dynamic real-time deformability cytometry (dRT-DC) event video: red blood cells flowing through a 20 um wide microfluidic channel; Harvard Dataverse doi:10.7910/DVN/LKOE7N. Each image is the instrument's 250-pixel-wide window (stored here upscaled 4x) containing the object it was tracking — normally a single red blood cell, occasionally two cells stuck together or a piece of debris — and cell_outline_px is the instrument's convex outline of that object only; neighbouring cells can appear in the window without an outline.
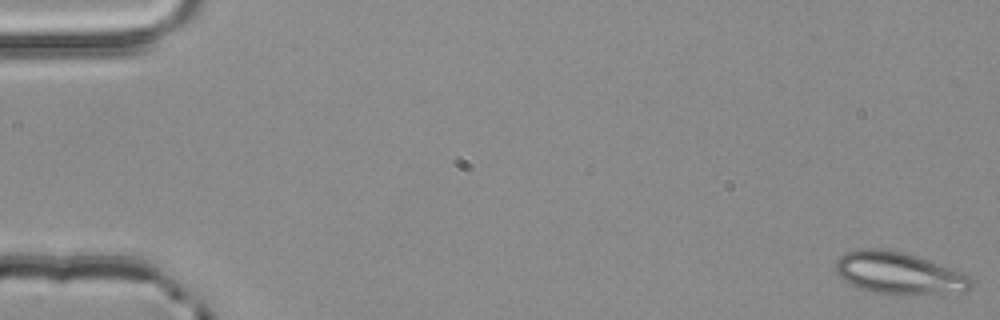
{"species": "common noctule bat (a hibernating species)", "species_latin": "Nyctalus noctula", "temperature_condition": "room temperature", "stored_images_in_passage": 3, "camera_frame_rate_fps": 3000, "um_per_image_px": 0.085, "animal": {"sex": "male", "body_mass_g": 20.4}, "frame": {"image": 1, "passage_image": 1, "time_ms": 0.0, "image_size_px": [1000, 320], "cell_outline_px": [[972, 288], [964, 292], [900, 296], [872, 292], [860, 288], [844, 280], [836, 272], [836, 260], [844, 252], [860, 248], [884, 248], [904, 252], [916, 256], [960, 272], [968, 276], [972, 280]], "centroid_in_image_um": [76.38, 23.23], "position_along_channel_um": 8.6, "area_um2": 33.47}}